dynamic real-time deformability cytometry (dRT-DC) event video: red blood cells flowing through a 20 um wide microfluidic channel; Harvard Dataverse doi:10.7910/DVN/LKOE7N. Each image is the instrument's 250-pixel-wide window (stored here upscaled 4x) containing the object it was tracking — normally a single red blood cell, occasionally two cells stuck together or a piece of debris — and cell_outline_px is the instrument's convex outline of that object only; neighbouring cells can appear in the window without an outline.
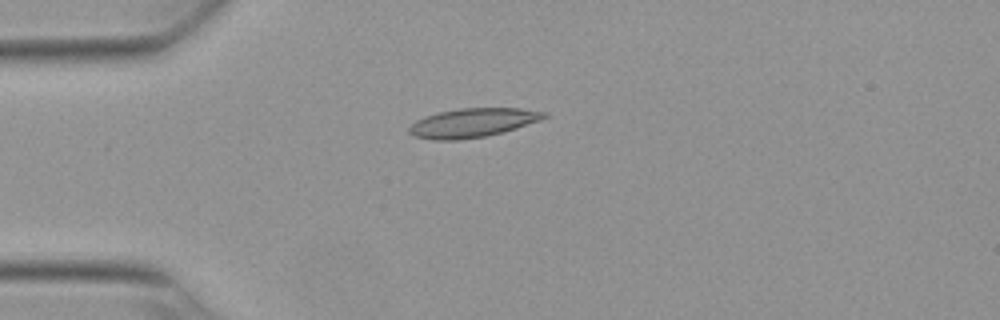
{"species": "Egyptian fruit bat (a non-hibernating species)", "species_latin": "Rousettus aegyptiacus", "temperature_condition": "warm", "stored_images_in_passage": 41, "camera_frame_rate_fps": 3000, "um_per_image_px": 0.085, "animal": {"sex": "female"}, "frame": {"image": 1, "passage_image": 1, "time_ms": 0.0, "image_size_px": [1000, 320], "cell_outline_px": [[548, 116], [540, 120], [504, 132], [484, 136], [460, 140], [432, 140], [416, 136], [408, 132], [408, 128], [416, 120], [424, 116], [440, 112], [460, 108], [520, 108], [548, 112]], "centroid_in_image_um": [40.18, 10.43], "position_along_channel_um": 44.8, "area_um2": 22.77}}
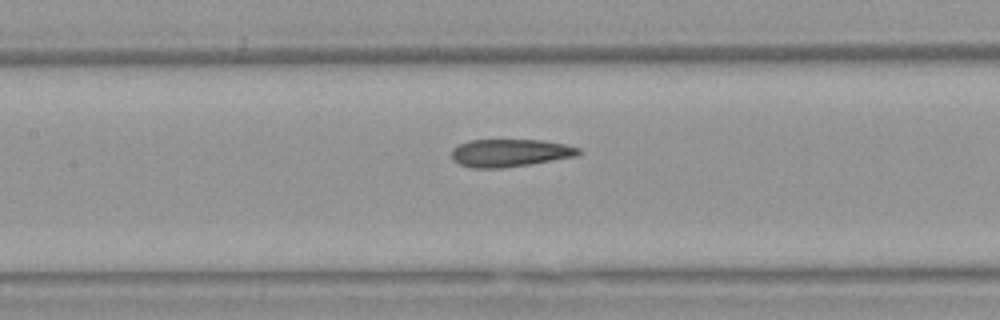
{"frame": {"image": 2, "passage_image": 12, "time_ms": 3.667, "image_size_px": [1000, 320], "cell_outline_px": [[584, 152], [576, 156], [532, 164], [504, 168], [472, 168], [460, 164], [452, 160], [452, 148], [468, 140], [544, 140], [564, 144], [580, 148]], "centroid_in_image_um": [43.36, 13.0], "position_along_channel_um": 164.0, "area_um2": 20.69}}
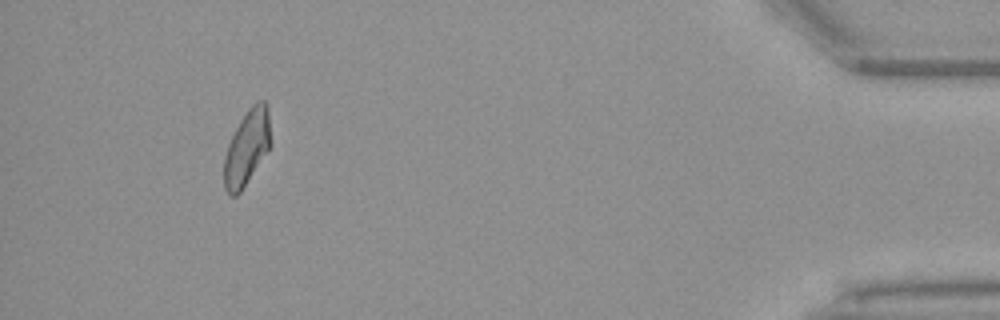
{"frame": {"image": 3, "passage_image": 37, "time_ms": 12.0, "image_size_px": [1000, 320], "cell_outline_px": [[268, 148], [240, 192], [236, 196], [228, 196], [224, 188], [224, 156], [228, 144], [240, 120], [248, 108], [256, 100], [264, 100], [268, 104]], "centroid_in_image_um": [20.93, 12.54], "position_along_channel_um": 414.3, "area_um2": 19.77}, "authors_computed_cell_mechanics": {"area_um2": 20.9236, "velocity_mm_per_s": 3.7949, "shape_relaxation_time_tau1_ms": null, "shape_relaxation_time_tau2_ms": 3.0249, "deformation_change_tau1": null, "deformation_change_tau2": 0.1153}}